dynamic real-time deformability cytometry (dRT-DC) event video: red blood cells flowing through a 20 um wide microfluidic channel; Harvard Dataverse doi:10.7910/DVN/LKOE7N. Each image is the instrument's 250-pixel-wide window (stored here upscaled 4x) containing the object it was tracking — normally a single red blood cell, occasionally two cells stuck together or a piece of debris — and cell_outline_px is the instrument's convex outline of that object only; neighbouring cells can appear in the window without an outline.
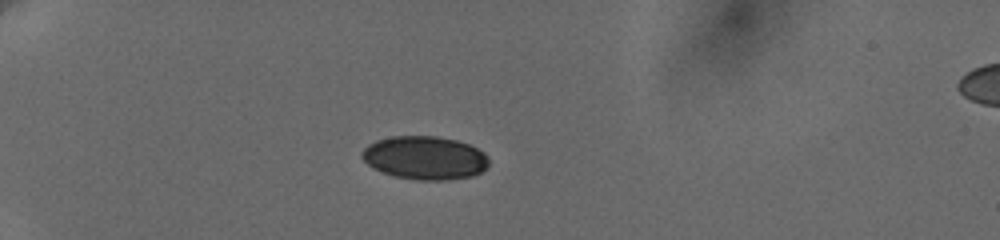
{"species": "human", "species_latin": "Homo sapiens", "temperature_condition": "cold", "stored_images_in_passage": 11, "camera_frame_rate_fps": 3000, "um_per_image_px": 0.085, "donor": {"sex": "female"}, "frame": {"image": 1, "passage_image": 7, "time_ms": 5.667, "image_size_px": [1000, 240], "cell_outline_px": [[488, 164], [480, 172], [472, 176], [448, 180], [416, 180], [396, 176], [372, 168], [360, 156], [360, 152], [368, 144], [376, 140], [392, 136], [436, 136], [456, 140], [468, 144], [484, 152], [488, 156]], "centroid_in_image_um": [36.09, 13.41], "position_along_channel_um": 48.9, "area_um2": 32.08}}
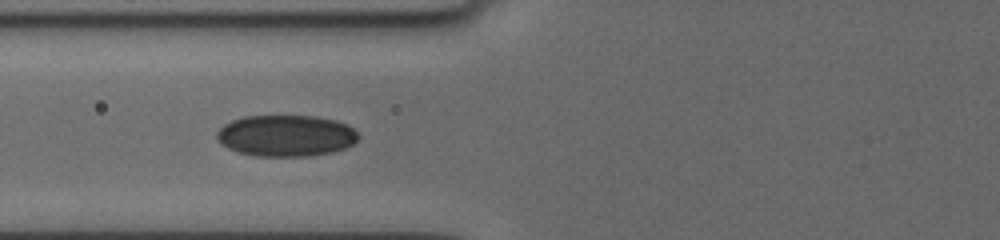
{"frame": {"image": 2, "passage_image": 10, "time_ms": 8.333, "image_size_px": [1000, 240], "cell_outline_px": [[360, 136], [352, 144], [344, 148], [332, 152], [312, 156], [256, 156], [236, 152], [220, 144], [216, 136], [216, 132], [224, 124], [232, 120], [244, 116], [316, 116], [336, 120], [348, 124]], "centroid_in_image_um": [24.29, 11.53], "position_along_channel_um": 101.5, "area_um2": 34.39}}